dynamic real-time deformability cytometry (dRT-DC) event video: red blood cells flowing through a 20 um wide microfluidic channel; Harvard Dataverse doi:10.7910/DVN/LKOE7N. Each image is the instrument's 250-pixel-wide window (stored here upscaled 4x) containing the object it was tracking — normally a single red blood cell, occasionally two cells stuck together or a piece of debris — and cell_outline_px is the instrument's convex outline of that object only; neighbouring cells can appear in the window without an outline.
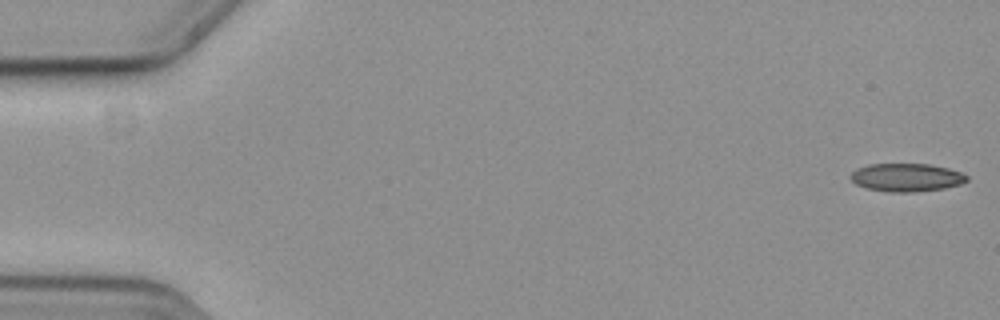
{"species": "common noctule bat (a hibernating species)", "species_latin": "Nyctalus noctula", "temperature_condition": "cold", "stored_images_in_passage": 54, "camera_frame_rate_fps": 3000, "um_per_image_px": 0.085, "animal": {"sex": "female", "body_mass_g": 19.3, "forearm_length_mm": 54.1}, "frame": {"image": 1, "passage_image": 1, "time_ms": 0.0, "image_size_px": [1000, 320], "cell_outline_px": [[968, 180], [960, 184], [944, 188], [912, 192], [888, 192], [868, 188], [856, 184], [852, 180], [852, 172], [856, 168], [868, 164], [928, 164], [948, 168], [960, 172], [968, 176]], "centroid_in_image_um": [77.06, 15.08], "position_along_channel_um": 7.9, "area_um2": 18.9}}
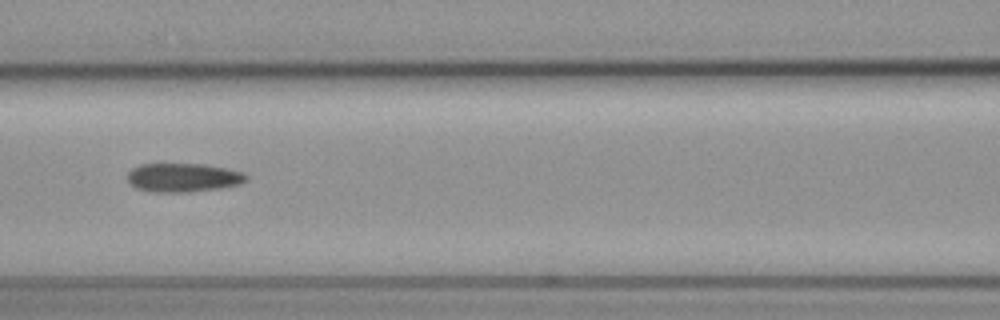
{"frame": {"image": 2, "passage_image": 25, "time_ms": 8.0, "image_size_px": [1000, 320], "cell_outline_px": [[248, 176], [240, 184], [220, 188], [188, 192], [152, 192], [136, 188], [128, 180], [128, 172], [132, 168], [140, 164], [208, 164], [228, 168], [244, 172]], "centroid_in_image_um": [15.58, 15.08], "position_along_channel_um": 151.0, "area_um2": 20.0}}
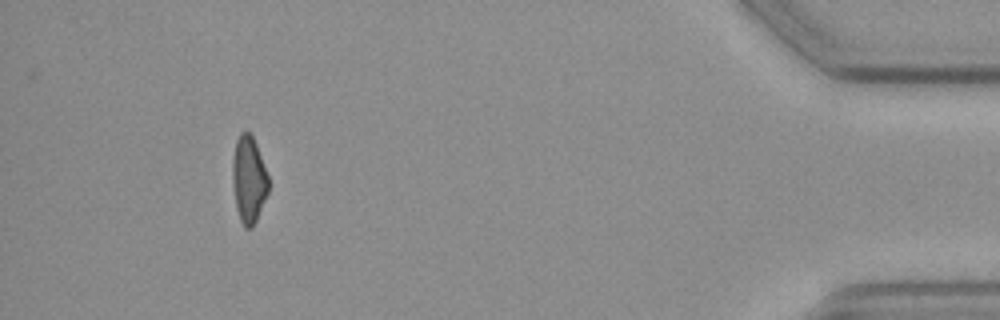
{"frame": {"image": 3, "passage_image": 52, "time_ms": 17.0, "image_size_px": [1000, 320], "cell_outline_px": [[268, 192], [256, 220], [252, 228], [244, 228], [240, 220], [236, 208], [232, 184], [232, 160], [236, 140], [240, 132], [248, 132], [252, 136], [256, 144], [268, 176]], "centroid_in_image_um": [21.12, 15.27], "position_along_channel_um": 414.1, "area_um2": 18.15}, "authors_computed_cell_mechanics": {"area_um2": 19.1318, "velocity_mm_per_s": 3.6929, "shape_relaxation_time_tau1_ms": 10.8924, "shape_relaxation_time_tau2_ms": 4.4934, "deformation_change_tau1": 0.2038, "deformation_change_tau2": 0.1338}}